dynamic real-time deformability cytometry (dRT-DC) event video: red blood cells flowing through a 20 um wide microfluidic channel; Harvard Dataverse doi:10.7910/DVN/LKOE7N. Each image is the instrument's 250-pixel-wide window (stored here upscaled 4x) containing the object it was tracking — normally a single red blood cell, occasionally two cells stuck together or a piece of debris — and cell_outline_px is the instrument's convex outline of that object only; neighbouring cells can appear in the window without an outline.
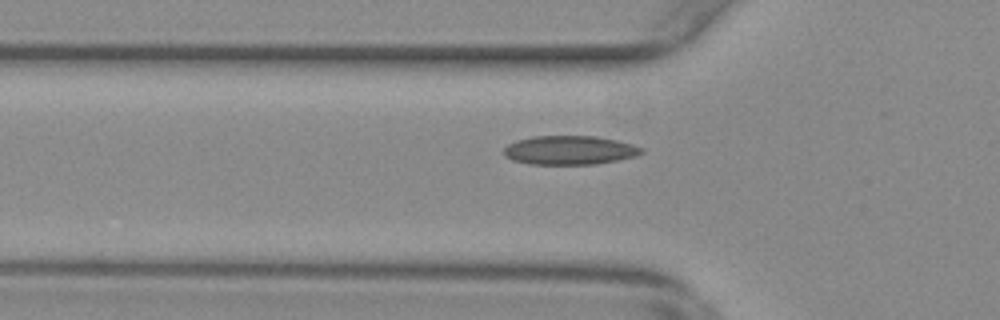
{"species": "common noctule bat (a hibernating species)", "species_latin": "Nyctalus noctula", "temperature_condition": "warm", "stored_images_in_passage": 33, "camera_frame_rate_fps": 3000, "um_per_image_px": 0.085, "animal": {"sex": "female", "body_mass_g": 29.2, "forearm_length_mm": 56.3}, "frame": {"image": 1, "passage_image": 3, "time_ms": 0.667, "image_size_px": [1000, 320], "cell_outline_px": [[644, 152], [636, 156], [596, 164], [532, 164], [512, 160], [504, 156], [504, 148], [508, 144], [516, 140], [532, 136], [596, 136], [616, 140], [632, 144], [644, 148]], "centroid_in_image_um": [48.41, 12.76], "position_along_channel_um": 77.4, "area_um2": 23.24}}
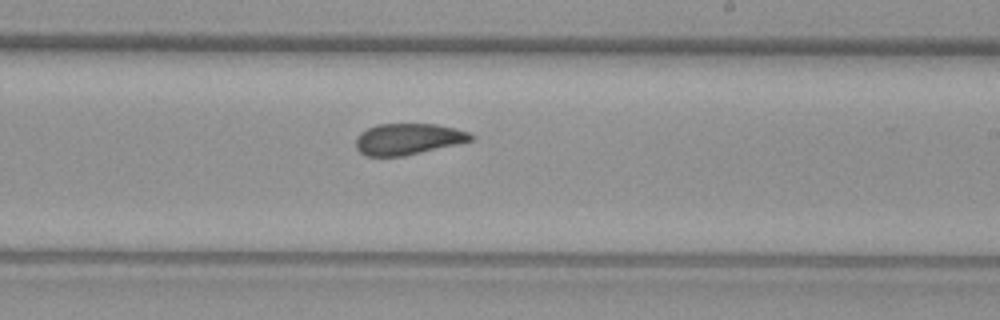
{"frame": {"image": 2, "passage_image": 17, "time_ms": 5.333, "image_size_px": [1000, 320], "cell_outline_px": [[476, 136], [472, 140], [456, 144], [404, 156], [364, 156], [356, 148], [356, 136], [360, 132], [376, 124], [436, 124], [456, 128], [468, 132]], "centroid_in_image_um": [34.66, 11.81], "position_along_channel_um": 254.3, "area_um2": 20.98}}
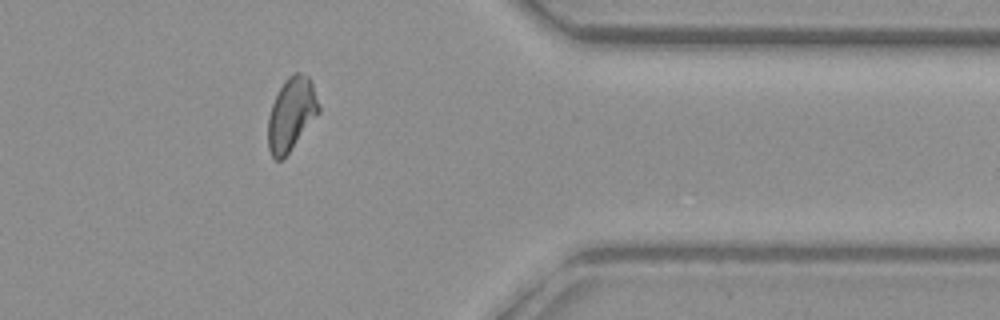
{"frame": {"image": 3, "passage_image": 29, "time_ms": 9.333, "image_size_px": [1000, 320], "cell_outline_px": [[320, 112], [288, 152], [280, 160], [276, 160], [272, 156], [268, 148], [268, 116], [272, 104], [280, 88], [288, 76], [292, 72], [300, 72], [308, 76], [312, 80], [320, 108]], "centroid_in_image_um": [24.77, 9.65], "position_along_channel_um": 386.6, "area_um2": 21.39}, "authors_computed_cell_mechanics": {"area_um2": 21.7328, "velocity_mm_per_s": 3.7794, "shape_relaxation_time_tau1_ms": 8.6073, "shape_relaxation_time_tau2_ms": 2.2135, "deformation_change_tau1": 0.1769, "deformation_change_tau2": 0.0756}}